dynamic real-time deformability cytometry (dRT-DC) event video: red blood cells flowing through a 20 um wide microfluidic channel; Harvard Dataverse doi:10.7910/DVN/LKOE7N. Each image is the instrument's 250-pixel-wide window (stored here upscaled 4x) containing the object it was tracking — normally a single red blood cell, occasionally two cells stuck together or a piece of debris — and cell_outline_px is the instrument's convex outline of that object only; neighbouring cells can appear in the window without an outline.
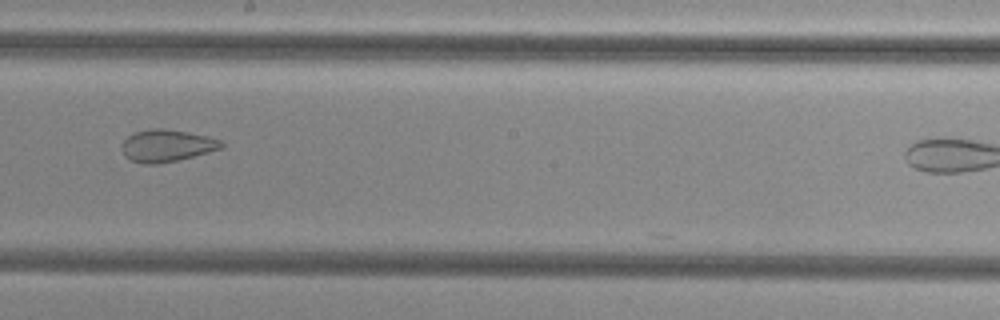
{"species": "common noctule bat (a hibernating species)", "species_latin": "Nyctalus noctula", "temperature_condition": "cold", "stored_images_in_passage": 27, "camera_frame_rate_fps": 3000, "um_per_image_px": 0.085, "animal": {"sex": "female", "body_mass_g": 29.2, "forearm_length_mm": 56.3}, "frame": {"image": 1, "passage_image": 14, "time_ms": 4.333, "image_size_px": [1000, 320], "cell_outline_px": [[224, 148], [176, 160], [156, 164], [144, 164], [132, 160], [124, 156], [120, 148], [120, 144], [128, 136], [136, 132], [148, 128], [164, 128], [188, 132], [208, 136], [220, 140], [224, 144]], "centroid_in_image_um": [14.15, 12.37], "position_along_channel_um": 234.1, "area_um2": 18.73}}
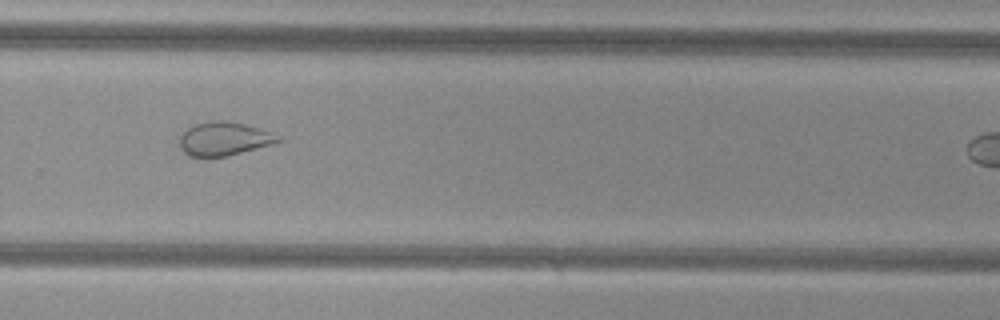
{"frame": {"image": 2, "passage_image": 20, "time_ms": 6.333, "image_size_px": [1000, 320], "cell_outline_px": [[280, 140], [272, 144], [228, 156], [188, 156], [180, 148], [180, 136], [188, 128], [196, 124], [212, 120], [228, 120], [244, 124], [268, 132]], "centroid_in_image_um": [18.97, 11.8], "position_along_channel_um": 310.8, "area_um2": 18.79}}
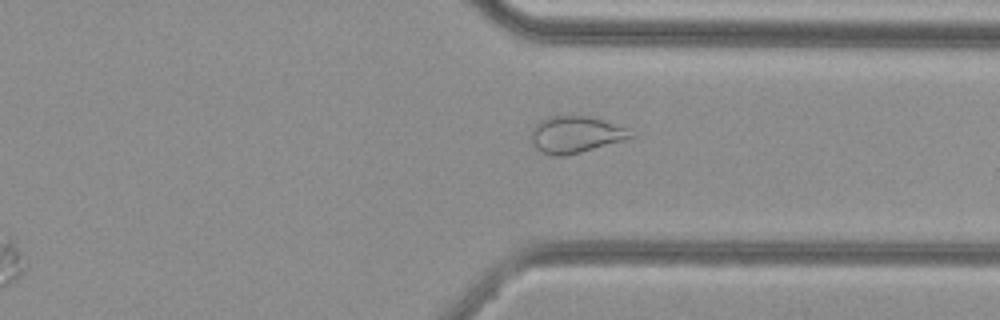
{"frame": {"image": 3, "passage_image": 24, "time_ms": 7.667, "image_size_px": [1000, 320], "cell_outline_px": [[636, 136], [624, 140], [580, 152], [564, 156], [552, 156], [540, 152], [532, 144], [528, 136], [532, 128], [540, 120], [548, 116], [588, 116], [636, 132]], "centroid_in_image_um": [48.86, 11.45], "position_along_channel_um": 362.5, "area_um2": 21.33}}